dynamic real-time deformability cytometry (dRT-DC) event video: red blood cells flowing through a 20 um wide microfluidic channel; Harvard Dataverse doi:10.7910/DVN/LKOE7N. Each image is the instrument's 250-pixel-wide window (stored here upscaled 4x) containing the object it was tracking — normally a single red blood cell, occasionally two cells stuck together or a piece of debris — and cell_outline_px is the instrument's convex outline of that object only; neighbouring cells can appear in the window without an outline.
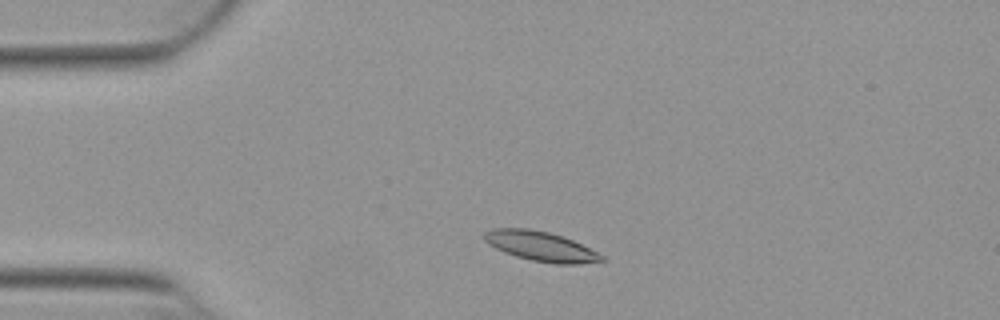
{"species": "Egyptian fruit bat (a non-hibernating species)", "species_latin": "Rousettus aegyptiacus", "temperature_condition": "warm", "stored_images_in_passage": 47, "camera_frame_rate_fps": 3000, "um_per_image_px": 0.085, "animal": {"sex": "female"}, "frame": {"image": 1, "passage_image": 6, "time_ms": 1.667, "image_size_px": [1000, 320], "cell_outline_px": [[608, 260], [580, 264], [552, 264], [532, 260], [516, 256], [504, 252], [488, 244], [484, 240], [484, 232], [492, 228], [528, 228], [548, 232], [564, 236], [604, 256]], "centroid_in_image_um": [45.96, 20.93], "position_along_channel_um": 39.0, "area_um2": 20.35}}
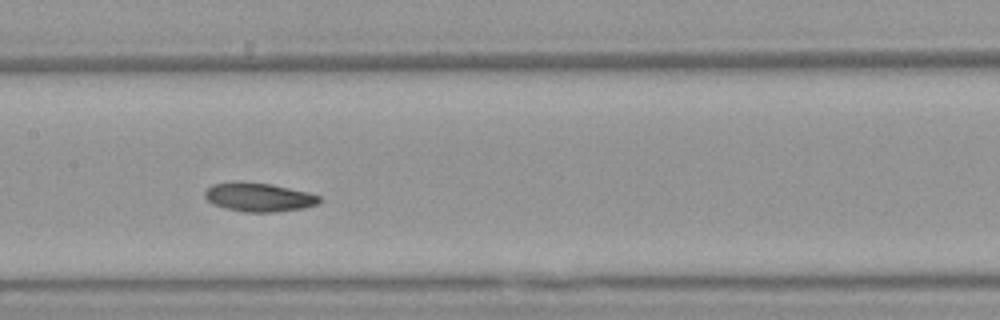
{"frame": {"image": 2, "passage_image": 20, "time_ms": 6.333, "image_size_px": [1000, 320], "cell_outline_px": [[320, 200], [316, 204], [304, 208], [276, 212], [244, 212], [224, 208], [212, 204], [204, 196], [204, 192], [212, 184], [232, 180], [244, 180], [272, 184], [308, 192], [320, 196]], "centroid_in_image_um": [21.94, 16.73], "position_along_channel_um": 185.5, "area_um2": 19.65}}
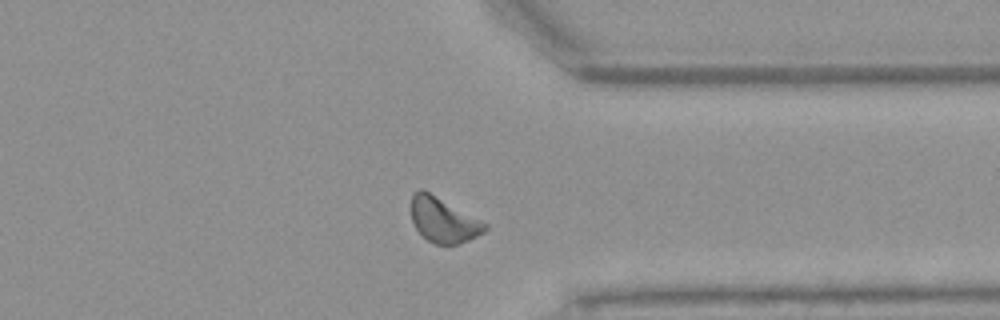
{"frame": {"image": 3, "passage_image": 35, "time_ms": 11.333, "image_size_px": [1000, 320], "cell_outline_px": [[488, 228], [484, 232], [460, 244], [436, 244], [428, 240], [416, 228], [412, 220], [412, 192], [420, 188], [424, 188], [488, 224]], "centroid_in_image_um": [37.69, 18.67], "position_along_channel_um": 373.7, "area_um2": 19.31}, "authors_computed_cell_mechanics": {"area_um2": 19.2474, "velocity_mm_per_s": 3.8348, "shape_relaxation_time_tau1_ms": 2.6214, "shape_relaxation_time_tau2_ms": 6.8119, "deformation_change_tau1": 0.0959, "deformation_change_tau2": 0.132}}